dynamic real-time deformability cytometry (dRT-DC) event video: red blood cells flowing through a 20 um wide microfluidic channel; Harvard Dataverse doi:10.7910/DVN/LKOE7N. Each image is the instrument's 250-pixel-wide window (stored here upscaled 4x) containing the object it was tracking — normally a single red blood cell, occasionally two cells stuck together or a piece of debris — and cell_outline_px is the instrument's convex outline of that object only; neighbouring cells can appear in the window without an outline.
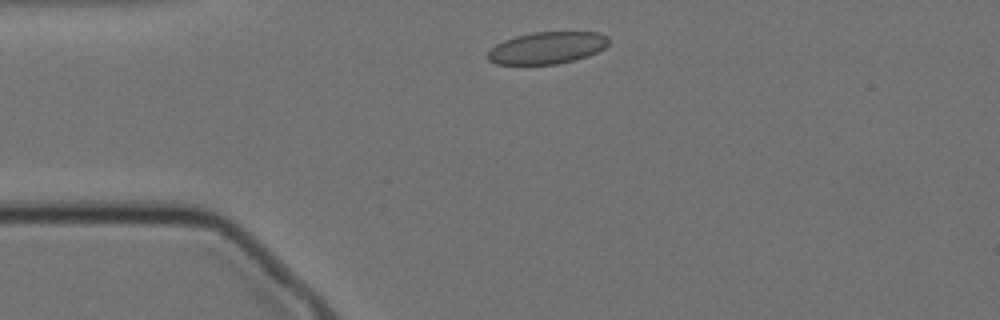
{"species": "Egyptian fruit bat (a non-hibernating species)", "species_latin": "Rousettus aegyptiacus", "temperature_condition": "cold", "stored_images_in_passage": 47, "camera_frame_rate_fps": 3000, "um_per_image_px": 0.085, "animal": {"sex": "female"}, "frame": {"image": 1, "passage_image": 4, "time_ms": 1.0, "image_size_px": [1000, 320], "cell_outline_px": [[608, 44], [604, 48], [588, 56], [556, 64], [496, 64], [488, 60], [488, 52], [496, 44], [504, 40], [516, 36], [532, 32], [600, 32], [608, 36]], "centroid_in_image_um": [46.51, 4.06], "position_along_channel_um": 38.5, "area_um2": 22.43}}
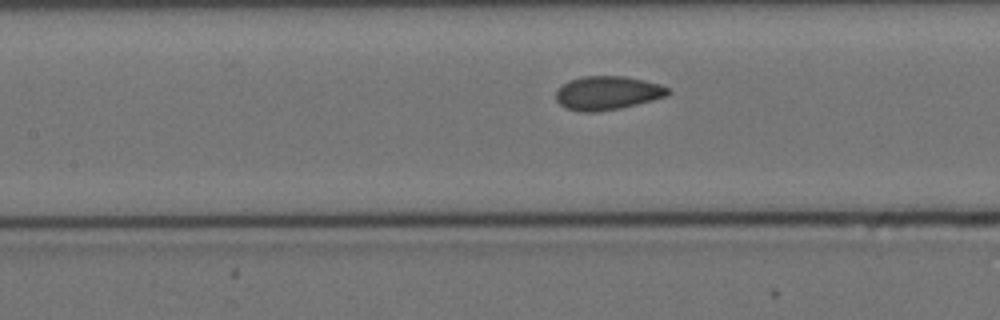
{"frame": {"image": 2, "passage_image": 16, "time_ms": 5.0, "image_size_px": [1000, 320], "cell_outline_px": [[672, 92], [668, 96], [620, 108], [596, 112], [580, 112], [564, 108], [556, 100], [556, 92], [568, 80], [584, 76], [624, 76], [644, 80], [660, 84], [668, 88]], "centroid_in_image_um": [51.64, 7.91], "position_along_channel_um": 155.8, "area_um2": 22.08}}
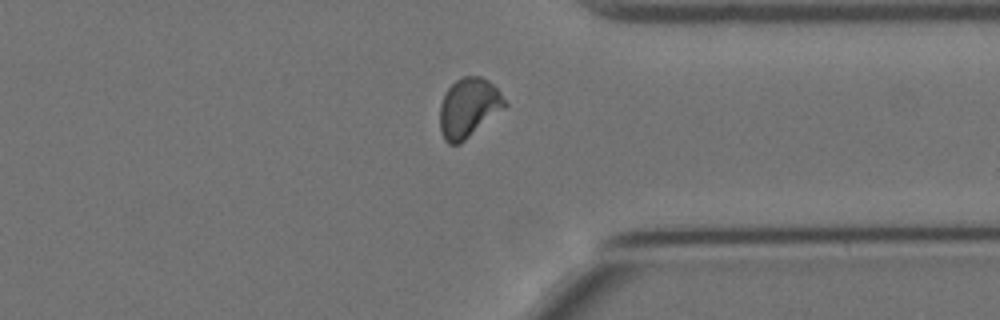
{"frame": {"image": 3, "passage_image": 35, "time_ms": 11.333, "image_size_px": [1000, 320], "cell_outline_px": [[508, 104], [504, 108], [460, 144], [448, 144], [444, 140], [440, 132], [440, 104], [444, 92], [456, 80], [464, 76], [480, 76], [488, 80], [500, 92]], "centroid_in_image_um": [39.8, 9.16], "position_along_channel_um": 371.6, "area_um2": 22.43}, "authors_computed_cell_mechanics": {"area_um2": 21.7906, "velocity_mm_per_s": 3.4885, "shape_relaxation_time_tau1_ms": 10.5277, "shape_relaxation_time_tau2_ms": 0.8054, "deformation_change_tau1": 0.1545, "deformation_change_tau2": 0.0413}}